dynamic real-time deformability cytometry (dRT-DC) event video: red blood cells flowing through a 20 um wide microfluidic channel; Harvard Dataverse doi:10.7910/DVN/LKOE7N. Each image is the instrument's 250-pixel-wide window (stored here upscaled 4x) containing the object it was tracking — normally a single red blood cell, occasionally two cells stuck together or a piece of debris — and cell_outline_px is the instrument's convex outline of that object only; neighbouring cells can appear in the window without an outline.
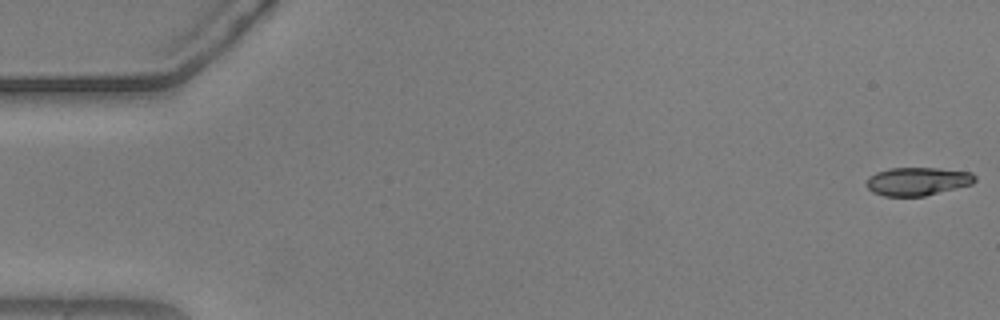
{"species": "common noctule bat (a hibernating species)", "species_latin": "Nyctalus noctula", "temperature_condition": "warm", "stored_images_in_passage": 55, "camera_frame_rate_fps": 3000, "um_per_image_px": 0.085, "animal": {"sex": "male", "body_mass_g": 20.5, "forearm_length_mm": 52.5}, "frame": {"image": 1, "passage_image": 1, "time_ms": 0.0, "image_size_px": [1000, 320], "cell_outline_px": [[976, 180], [972, 184], [924, 196], [884, 196], [872, 192], [864, 184], [868, 176], [876, 172], [888, 168], [940, 168], [972, 172], [976, 176]], "centroid_in_image_um": [77.96, 15.4], "position_along_channel_um": 7.0, "area_um2": 18.03}}
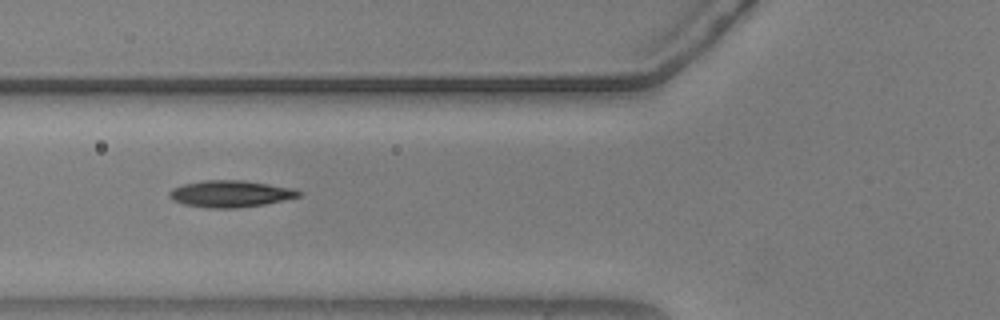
{"frame": {"image": 2, "passage_image": 21, "time_ms": 6.667, "image_size_px": [1000, 320], "cell_outline_px": [[304, 192], [300, 196], [284, 200], [264, 204], [240, 208], [204, 208], [184, 204], [172, 200], [168, 196], [168, 192], [172, 188], [184, 184], [204, 180], [244, 180], [296, 188]], "centroid_in_image_um": [19.61, 16.47], "position_along_channel_um": 106.2, "area_um2": 20.46}}
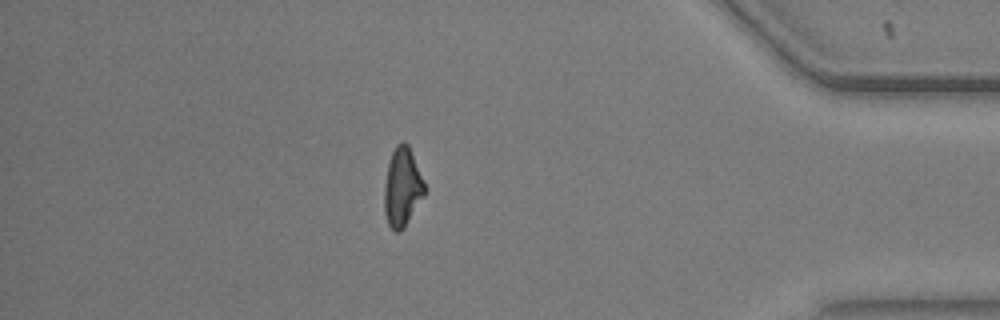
{"frame": {"image": 3, "passage_image": 48, "time_ms": 15.667, "image_size_px": [1000, 320], "cell_outline_px": [[424, 196], [404, 228], [400, 232], [396, 232], [388, 224], [384, 212], [384, 188], [388, 164], [392, 152], [396, 144], [400, 140], [404, 140], [408, 144], [424, 180]], "centroid_in_image_um": [34.19, 15.9], "position_along_channel_um": 401.0, "area_um2": 18.55}, "authors_computed_cell_mechanics": {"area_um2": 18.9584, "velocity_mm_per_s": 3.699, "shape_relaxation_time_tau1_ms": 10.0197, "shape_relaxation_time_tau2_ms": 1.7998, "deformation_change_tau1": 0.2477, "deformation_change_tau2": 0.0956}}